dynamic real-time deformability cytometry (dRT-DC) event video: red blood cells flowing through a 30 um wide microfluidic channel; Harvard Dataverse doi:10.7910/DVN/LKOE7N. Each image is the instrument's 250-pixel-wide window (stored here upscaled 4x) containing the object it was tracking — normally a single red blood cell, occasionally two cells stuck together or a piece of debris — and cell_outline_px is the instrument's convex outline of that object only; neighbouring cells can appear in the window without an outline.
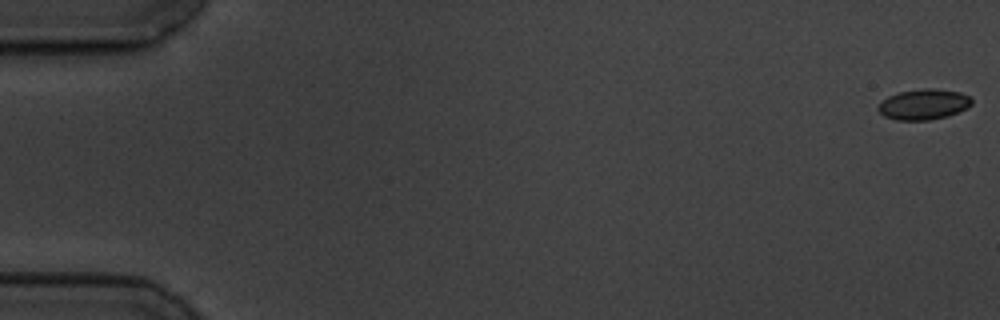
{"species": "common noctule bat (a hibernating species)", "species_latin": "Nyctalus noctula", "temperature_condition": "cold", "stored_images_in_passage": 59, "camera_frame_rate_fps": 3000, "um_per_image_px": 0.085, "animal": {"sex": "male", "body_mass_g": 19.5, "forearm_length_mm": 54.6}, "frame": {"image": 1, "passage_image": 1, "time_ms": 0.0, "image_size_px": [1000, 320], "cell_outline_px": [[972, 104], [968, 108], [948, 116], [928, 120], [896, 120], [884, 116], [876, 108], [888, 96], [900, 92], [924, 88], [932, 88], [960, 92], [968, 96], [972, 100]], "centroid_in_image_um": [78.53, 8.87], "position_along_channel_um": 6.5, "area_um2": 16.59}}
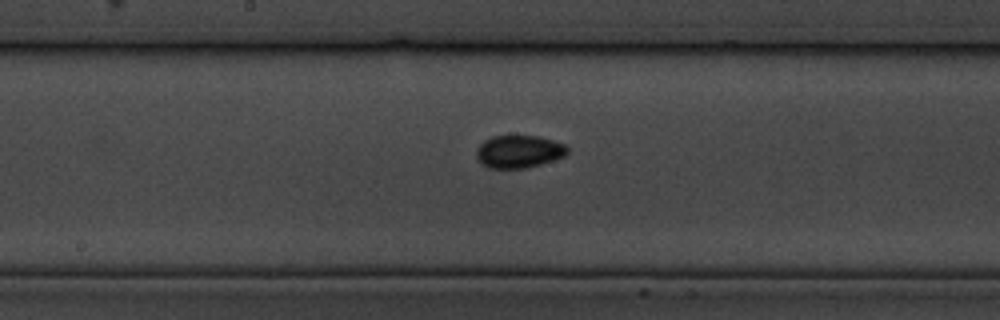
{"frame": {"image": 2, "passage_image": 31, "time_ms": 10.0, "image_size_px": [1000, 320], "cell_outline_px": [[568, 152], [564, 156], [540, 164], [524, 168], [488, 168], [480, 164], [476, 156], [476, 148], [484, 140], [492, 136], [536, 136], [552, 140], [564, 144], [568, 148]], "centroid_in_image_um": [44.05, 12.88], "position_along_channel_um": 204.1, "area_um2": 17.28}}
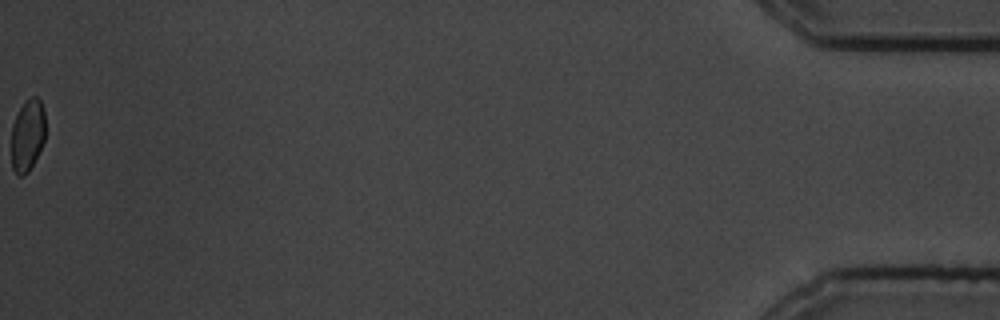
{"frame": {"image": 3, "passage_image": 59, "time_ms": 19.333, "image_size_px": [1000, 320], "cell_outline_px": [[44, 140], [28, 172], [24, 176], [16, 176], [12, 168], [12, 124], [24, 100], [32, 96], [36, 96], [40, 100], [44, 108]], "centroid_in_image_um": [2.32, 11.48], "position_along_channel_um": 432.9, "area_um2": 14.22}, "authors_computed_cell_mechanics": {"area_um2": 16.2996, "velocity_mm_per_s": 3.4879, "shape_relaxation_time_tau1_ms": 3.3608, "shape_relaxation_time_tau2_ms": 1.7846, "deformation_change_tau1": 0.0782, "deformation_change_tau2": 0.0441}}